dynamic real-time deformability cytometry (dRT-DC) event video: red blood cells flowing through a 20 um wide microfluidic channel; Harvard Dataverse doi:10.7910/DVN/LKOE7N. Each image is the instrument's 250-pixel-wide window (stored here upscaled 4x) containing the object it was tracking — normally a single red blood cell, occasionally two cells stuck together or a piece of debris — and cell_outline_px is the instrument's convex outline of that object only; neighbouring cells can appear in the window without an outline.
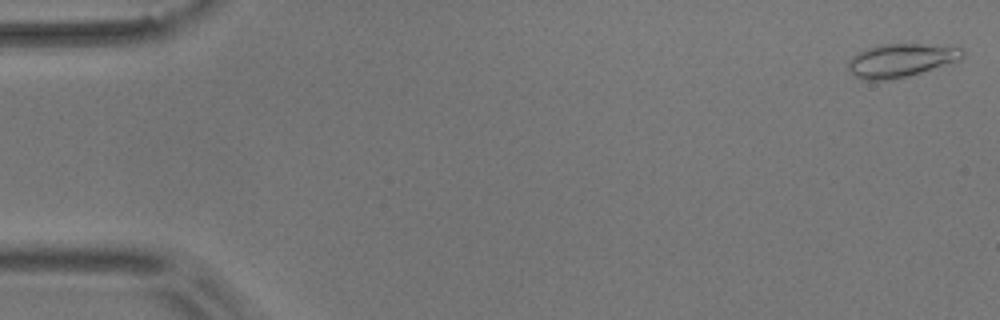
{"species": "common noctule bat (a hibernating species)", "species_latin": "Nyctalus noctula", "temperature_condition": "room temperature", "stored_images_in_passage": 55, "camera_frame_rate_fps": 3000, "um_per_image_px": 0.085, "animal": {"sex": "male", "body_mass_g": 17.9}, "frame": {"image": 1, "passage_image": 1, "time_ms": 0.0, "image_size_px": [1000, 320], "cell_outline_px": [[964, 56], [960, 60], [948, 64], [908, 76], [888, 80], [864, 80], [856, 76], [848, 68], [848, 60], [852, 56], [868, 48], [884, 44], [920, 44], [964, 48]], "centroid_in_image_um": [76.6, 5.13], "position_along_channel_um": 8.4, "area_um2": 22.02}}
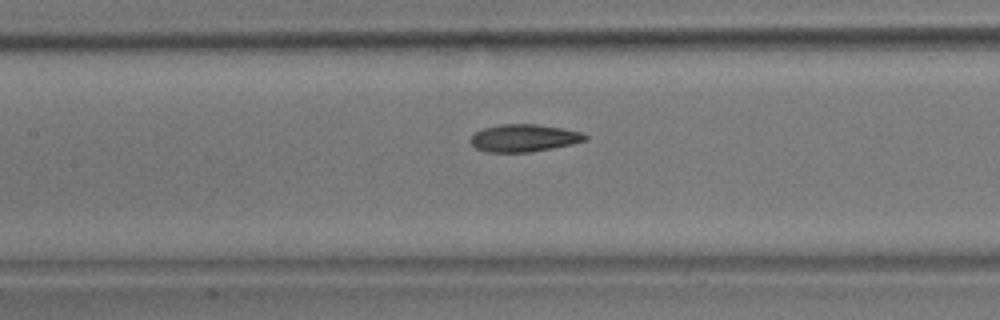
{"frame": {"image": 2, "passage_image": 25, "time_ms": 8.0, "image_size_px": [1000, 320], "cell_outline_px": [[588, 140], [572, 144], [532, 152], [488, 152], [476, 148], [468, 140], [476, 132], [484, 128], [500, 124], [536, 124], [564, 128], [580, 132], [588, 136]], "centroid_in_image_um": [44.55, 11.73], "position_along_channel_um": 162.8, "area_um2": 18.38}}
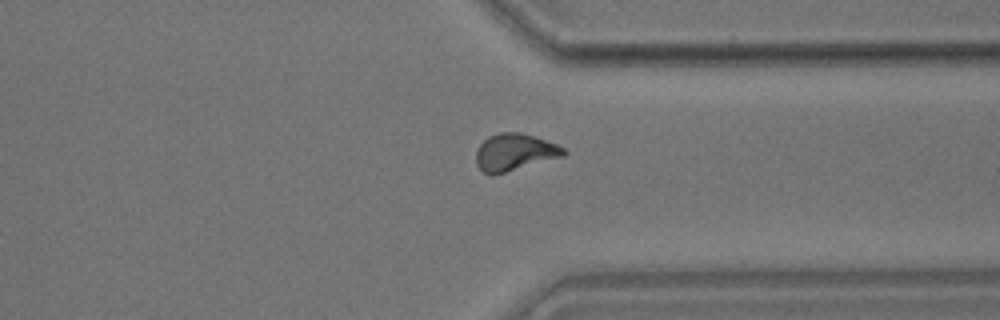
{"frame": {"image": 3, "passage_image": 42, "time_ms": 13.667, "image_size_px": [1000, 320], "cell_outline_px": [[568, 152], [564, 156], [492, 176], [484, 172], [476, 164], [476, 152], [480, 144], [488, 136], [500, 132], [520, 132], [536, 136], [556, 144], [564, 148]], "centroid_in_image_um": [43.74, 12.93], "position_along_channel_um": 367.7, "area_um2": 19.02}, "authors_computed_cell_mechanics": {"area_um2": 18.7272, "velocity_mm_per_s": 3.6304, "shape_relaxation_time_tau1_ms": 7.9952, "shape_relaxation_time_tau2_ms": 2.6922, "deformation_change_tau1": 0.204, "deformation_change_tau2": 0.0938}}